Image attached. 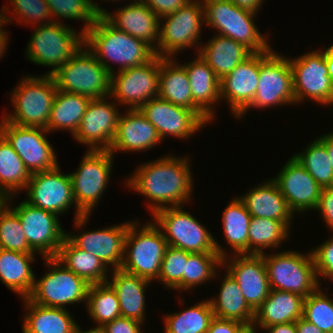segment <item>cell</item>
Here are the masks:
<instances>
[{"label":"cell","instance_id":"obj_1","mask_svg":"<svg viewBox=\"0 0 333 333\" xmlns=\"http://www.w3.org/2000/svg\"><path fill=\"white\" fill-rule=\"evenodd\" d=\"M190 167L189 158L166 154L142 163L124 183L151 201L147 205L153 215L160 209L184 206L191 201L194 184Z\"/></svg>","mask_w":333,"mask_h":333},{"label":"cell","instance_id":"obj_2","mask_svg":"<svg viewBox=\"0 0 333 333\" xmlns=\"http://www.w3.org/2000/svg\"><path fill=\"white\" fill-rule=\"evenodd\" d=\"M84 46L111 74L115 72L109 64L111 61L120 64L117 69L120 71L143 65L156 55L148 44L117 30L104 17H97L84 33Z\"/></svg>","mask_w":333,"mask_h":333},{"label":"cell","instance_id":"obj_3","mask_svg":"<svg viewBox=\"0 0 333 333\" xmlns=\"http://www.w3.org/2000/svg\"><path fill=\"white\" fill-rule=\"evenodd\" d=\"M114 156L109 150H88L76 172L70 174L76 202L75 227L84 229L111 178ZM83 226V227H82Z\"/></svg>","mask_w":333,"mask_h":333},{"label":"cell","instance_id":"obj_4","mask_svg":"<svg viewBox=\"0 0 333 333\" xmlns=\"http://www.w3.org/2000/svg\"><path fill=\"white\" fill-rule=\"evenodd\" d=\"M139 224L135 220L134 222L129 221L124 259L120 269L153 282V280H158L160 275L162 260L168 244L154 221H149L142 227Z\"/></svg>","mask_w":333,"mask_h":333},{"label":"cell","instance_id":"obj_5","mask_svg":"<svg viewBox=\"0 0 333 333\" xmlns=\"http://www.w3.org/2000/svg\"><path fill=\"white\" fill-rule=\"evenodd\" d=\"M56 92L57 87L51 75H25L10 93L14 112L3 114V118L18 126L47 130Z\"/></svg>","mask_w":333,"mask_h":333},{"label":"cell","instance_id":"obj_6","mask_svg":"<svg viewBox=\"0 0 333 333\" xmlns=\"http://www.w3.org/2000/svg\"><path fill=\"white\" fill-rule=\"evenodd\" d=\"M182 206L166 207L153 214L154 223L162 231L169 246L190 253H218L221 258L229 254L213 235Z\"/></svg>","mask_w":333,"mask_h":333},{"label":"cell","instance_id":"obj_7","mask_svg":"<svg viewBox=\"0 0 333 333\" xmlns=\"http://www.w3.org/2000/svg\"><path fill=\"white\" fill-rule=\"evenodd\" d=\"M83 46L84 33H76L73 28L57 19L37 25L25 50L31 62L52 67L44 75H53Z\"/></svg>","mask_w":333,"mask_h":333},{"label":"cell","instance_id":"obj_8","mask_svg":"<svg viewBox=\"0 0 333 333\" xmlns=\"http://www.w3.org/2000/svg\"><path fill=\"white\" fill-rule=\"evenodd\" d=\"M51 76L57 90L84 95L91 99L110 96L111 73L86 46L81 47Z\"/></svg>","mask_w":333,"mask_h":333},{"label":"cell","instance_id":"obj_9","mask_svg":"<svg viewBox=\"0 0 333 333\" xmlns=\"http://www.w3.org/2000/svg\"><path fill=\"white\" fill-rule=\"evenodd\" d=\"M203 5L205 24L216 29L218 35L242 43L253 53L271 48L267 34H261L254 24L255 13L238 8L230 0H203Z\"/></svg>","mask_w":333,"mask_h":333},{"label":"cell","instance_id":"obj_10","mask_svg":"<svg viewBox=\"0 0 333 333\" xmlns=\"http://www.w3.org/2000/svg\"><path fill=\"white\" fill-rule=\"evenodd\" d=\"M262 254L270 288L292 292L306 298L319 286L312 251L302 254L298 251H282Z\"/></svg>","mask_w":333,"mask_h":333},{"label":"cell","instance_id":"obj_11","mask_svg":"<svg viewBox=\"0 0 333 333\" xmlns=\"http://www.w3.org/2000/svg\"><path fill=\"white\" fill-rule=\"evenodd\" d=\"M164 19V24L159 22L157 56L162 58H176L186 48L195 46L199 52V43L203 24L205 25L204 5L201 0H191L184 7L169 15L159 18ZM200 45V46H199Z\"/></svg>","mask_w":333,"mask_h":333},{"label":"cell","instance_id":"obj_12","mask_svg":"<svg viewBox=\"0 0 333 333\" xmlns=\"http://www.w3.org/2000/svg\"><path fill=\"white\" fill-rule=\"evenodd\" d=\"M43 259L49 271L39 280L35 276L33 289L27 298L40 306L63 309L74 303L86 304L89 284L55 257Z\"/></svg>","mask_w":333,"mask_h":333},{"label":"cell","instance_id":"obj_13","mask_svg":"<svg viewBox=\"0 0 333 333\" xmlns=\"http://www.w3.org/2000/svg\"><path fill=\"white\" fill-rule=\"evenodd\" d=\"M295 104L293 73L287 57L270 48L260 52L259 83L252 103L237 117L241 118L250 108H269ZM248 110V111H247Z\"/></svg>","mask_w":333,"mask_h":333},{"label":"cell","instance_id":"obj_14","mask_svg":"<svg viewBox=\"0 0 333 333\" xmlns=\"http://www.w3.org/2000/svg\"><path fill=\"white\" fill-rule=\"evenodd\" d=\"M118 72V73H117ZM111 74L109 100L128 105L129 110L140 109L152 98L158 97L160 56L149 62Z\"/></svg>","mask_w":333,"mask_h":333},{"label":"cell","instance_id":"obj_15","mask_svg":"<svg viewBox=\"0 0 333 333\" xmlns=\"http://www.w3.org/2000/svg\"><path fill=\"white\" fill-rule=\"evenodd\" d=\"M289 62L293 73L295 103H301L308 97L328 106L333 99V82L328 74L325 51H310L289 59Z\"/></svg>","mask_w":333,"mask_h":333},{"label":"cell","instance_id":"obj_16","mask_svg":"<svg viewBox=\"0 0 333 333\" xmlns=\"http://www.w3.org/2000/svg\"><path fill=\"white\" fill-rule=\"evenodd\" d=\"M43 128L23 127L12 124L1 117L0 134L20 156L28 171H50L59 166L54 148L44 135Z\"/></svg>","mask_w":333,"mask_h":333},{"label":"cell","instance_id":"obj_17","mask_svg":"<svg viewBox=\"0 0 333 333\" xmlns=\"http://www.w3.org/2000/svg\"><path fill=\"white\" fill-rule=\"evenodd\" d=\"M12 209L20 218L30 248L43 258L55 257L66 237L59 216L24 200Z\"/></svg>","mask_w":333,"mask_h":333},{"label":"cell","instance_id":"obj_18","mask_svg":"<svg viewBox=\"0 0 333 333\" xmlns=\"http://www.w3.org/2000/svg\"><path fill=\"white\" fill-rule=\"evenodd\" d=\"M61 172L58 166L50 171L33 173L25 188L27 198L24 201L57 215L66 213L71 205L76 208L70 173Z\"/></svg>","mask_w":333,"mask_h":333},{"label":"cell","instance_id":"obj_19","mask_svg":"<svg viewBox=\"0 0 333 333\" xmlns=\"http://www.w3.org/2000/svg\"><path fill=\"white\" fill-rule=\"evenodd\" d=\"M109 97L91 99L80 125L73 135L75 141L88 145L89 150H110L116 136L119 105L107 102ZM114 103V104H113Z\"/></svg>","mask_w":333,"mask_h":333},{"label":"cell","instance_id":"obj_20","mask_svg":"<svg viewBox=\"0 0 333 333\" xmlns=\"http://www.w3.org/2000/svg\"><path fill=\"white\" fill-rule=\"evenodd\" d=\"M139 110L156 128L162 140L167 135L189 138L207 125L193 110L159 97L150 99Z\"/></svg>","mask_w":333,"mask_h":333},{"label":"cell","instance_id":"obj_21","mask_svg":"<svg viewBox=\"0 0 333 333\" xmlns=\"http://www.w3.org/2000/svg\"><path fill=\"white\" fill-rule=\"evenodd\" d=\"M228 256L222 258L221 267L228 264L226 271L239 284L248 305L256 311L268 297L271 290L262 254Z\"/></svg>","mask_w":333,"mask_h":333},{"label":"cell","instance_id":"obj_22","mask_svg":"<svg viewBox=\"0 0 333 333\" xmlns=\"http://www.w3.org/2000/svg\"><path fill=\"white\" fill-rule=\"evenodd\" d=\"M273 180L294 214L316 209L322 187L293 156Z\"/></svg>","mask_w":333,"mask_h":333},{"label":"cell","instance_id":"obj_23","mask_svg":"<svg viewBox=\"0 0 333 333\" xmlns=\"http://www.w3.org/2000/svg\"><path fill=\"white\" fill-rule=\"evenodd\" d=\"M260 53H253L220 80V97L237 118L253 101L259 83Z\"/></svg>","mask_w":333,"mask_h":333},{"label":"cell","instance_id":"obj_24","mask_svg":"<svg viewBox=\"0 0 333 333\" xmlns=\"http://www.w3.org/2000/svg\"><path fill=\"white\" fill-rule=\"evenodd\" d=\"M129 222L66 237L79 249L99 258L108 268L120 269L124 259L125 238Z\"/></svg>","mask_w":333,"mask_h":333},{"label":"cell","instance_id":"obj_25","mask_svg":"<svg viewBox=\"0 0 333 333\" xmlns=\"http://www.w3.org/2000/svg\"><path fill=\"white\" fill-rule=\"evenodd\" d=\"M104 18L117 30L126 32L148 44L154 51L157 50L159 17L142 0L119 7L113 14L108 12Z\"/></svg>","mask_w":333,"mask_h":333},{"label":"cell","instance_id":"obj_26","mask_svg":"<svg viewBox=\"0 0 333 333\" xmlns=\"http://www.w3.org/2000/svg\"><path fill=\"white\" fill-rule=\"evenodd\" d=\"M163 141L156 128L139 109L126 110L119 115L116 136L110 148L114 154L118 151L134 152L152 149Z\"/></svg>","mask_w":333,"mask_h":333},{"label":"cell","instance_id":"obj_27","mask_svg":"<svg viewBox=\"0 0 333 333\" xmlns=\"http://www.w3.org/2000/svg\"><path fill=\"white\" fill-rule=\"evenodd\" d=\"M158 97L193 110L206 124L212 122L194 103L185 68L175 58L160 57Z\"/></svg>","mask_w":333,"mask_h":333},{"label":"cell","instance_id":"obj_28","mask_svg":"<svg viewBox=\"0 0 333 333\" xmlns=\"http://www.w3.org/2000/svg\"><path fill=\"white\" fill-rule=\"evenodd\" d=\"M239 198L252 217L281 222H291L293 219L294 213L273 179L259 184Z\"/></svg>","mask_w":333,"mask_h":333},{"label":"cell","instance_id":"obj_29","mask_svg":"<svg viewBox=\"0 0 333 333\" xmlns=\"http://www.w3.org/2000/svg\"><path fill=\"white\" fill-rule=\"evenodd\" d=\"M182 66L187 72L193 103L213 121V109L221 101L220 79L199 55Z\"/></svg>","mask_w":333,"mask_h":333},{"label":"cell","instance_id":"obj_30","mask_svg":"<svg viewBox=\"0 0 333 333\" xmlns=\"http://www.w3.org/2000/svg\"><path fill=\"white\" fill-rule=\"evenodd\" d=\"M303 302L304 297L299 294L271 289L268 297L255 311L253 324L265 328L296 322L303 317Z\"/></svg>","mask_w":333,"mask_h":333},{"label":"cell","instance_id":"obj_31","mask_svg":"<svg viewBox=\"0 0 333 333\" xmlns=\"http://www.w3.org/2000/svg\"><path fill=\"white\" fill-rule=\"evenodd\" d=\"M111 280L107 282L115 290L121 317L135 319L141 323L145 321V291L150 281L137 275H132L121 269L112 271ZM146 288V289H145Z\"/></svg>","mask_w":333,"mask_h":333},{"label":"cell","instance_id":"obj_32","mask_svg":"<svg viewBox=\"0 0 333 333\" xmlns=\"http://www.w3.org/2000/svg\"><path fill=\"white\" fill-rule=\"evenodd\" d=\"M252 54L242 43L218 34L201 45L198 52L220 80Z\"/></svg>","mask_w":333,"mask_h":333},{"label":"cell","instance_id":"obj_33","mask_svg":"<svg viewBox=\"0 0 333 333\" xmlns=\"http://www.w3.org/2000/svg\"><path fill=\"white\" fill-rule=\"evenodd\" d=\"M27 309L22 333H75L79 326L68 309L40 306L23 298Z\"/></svg>","mask_w":333,"mask_h":333},{"label":"cell","instance_id":"obj_34","mask_svg":"<svg viewBox=\"0 0 333 333\" xmlns=\"http://www.w3.org/2000/svg\"><path fill=\"white\" fill-rule=\"evenodd\" d=\"M36 254L0 249V281L21 298H27L33 289L35 274L30 264Z\"/></svg>","mask_w":333,"mask_h":333},{"label":"cell","instance_id":"obj_35","mask_svg":"<svg viewBox=\"0 0 333 333\" xmlns=\"http://www.w3.org/2000/svg\"><path fill=\"white\" fill-rule=\"evenodd\" d=\"M218 297L209 299L214 317L235 320L244 325L254 323L255 311L242 295L239 284L226 272Z\"/></svg>","mask_w":333,"mask_h":333},{"label":"cell","instance_id":"obj_36","mask_svg":"<svg viewBox=\"0 0 333 333\" xmlns=\"http://www.w3.org/2000/svg\"><path fill=\"white\" fill-rule=\"evenodd\" d=\"M55 258L89 285L107 282L109 269L99 258L77 248L67 237Z\"/></svg>","mask_w":333,"mask_h":333},{"label":"cell","instance_id":"obj_37","mask_svg":"<svg viewBox=\"0 0 333 333\" xmlns=\"http://www.w3.org/2000/svg\"><path fill=\"white\" fill-rule=\"evenodd\" d=\"M91 98L57 90L50 112L47 131L69 130L74 135L80 125Z\"/></svg>","mask_w":333,"mask_h":333},{"label":"cell","instance_id":"obj_38","mask_svg":"<svg viewBox=\"0 0 333 333\" xmlns=\"http://www.w3.org/2000/svg\"><path fill=\"white\" fill-rule=\"evenodd\" d=\"M31 175L20 156L0 134V194L6 199L25 190Z\"/></svg>","mask_w":333,"mask_h":333},{"label":"cell","instance_id":"obj_39","mask_svg":"<svg viewBox=\"0 0 333 333\" xmlns=\"http://www.w3.org/2000/svg\"><path fill=\"white\" fill-rule=\"evenodd\" d=\"M252 216L239 196L227 205L222 223L226 243L234 254H248V230Z\"/></svg>","mask_w":333,"mask_h":333},{"label":"cell","instance_id":"obj_40","mask_svg":"<svg viewBox=\"0 0 333 333\" xmlns=\"http://www.w3.org/2000/svg\"><path fill=\"white\" fill-rule=\"evenodd\" d=\"M292 222L252 217L248 230V254H263L267 248H277L289 236Z\"/></svg>","mask_w":333,"mask_h":333},{"label":"cell","instance_id":"obj_41","mask_svg":"<svg viewBox=\"0 0 333 333\" xmlns=\"http://www.w3.org/2000/svg\"><path fill=\"white\" fill-rule=\"evenodd\" d=\"M213 318L211 303L206 299L179 313H167L164 333H207Z\"/></svg>","mask_w":333,"mask_h":333},{"label":"cell","instance_id":"obj_42","mask_svg":"<svg viewBox=\"0 0 333 333\" xmlns=\"http://www.w3.org/2000/svg\"><path fill=\"white\" fill-rule=\"evenodd\" d=\"M86 306L90 319L98 325L95 328L121 317L117 294L108 282L89 285Z\"/></svg>","mask_w":333,"mask_h":333},{"label":"cell","instance_id":"obj_43","mask_svg":"<svg viewBox=\"0 0 333 333\" xmlns=\"http://www.w3.org/2000/svg\"><path fill=\"white\" fill-rule=\"evenodd\" d=\"M14 197L6 198L0 207V249L36 254L28 244L20 218L10 205Z\"/></svg>","mask_w":333,"mask_h":333},{"label":"cell","instance_id":"obj_44","mask_svg":"<svg viewBox=\"0 0 333 333\" xmlns=\"http://www.w3.org/2000/svg\"><path fill=\"white\" fill-rule=\"evenodd\" d=\"M52 17L86 22L82 32L85 33L96 21L97 17H104L109 11L100 8L92 0H46Z\"/></svg>","mask_w":333,"mask_h":333},{"label":"cell","instance_id":"obj_45","mask_svg":"<svg viewBox=\"0 0 333 333\" xmlns=\"http://www.w3.org/2000/svg\"><path fill=\"white\" fill-rule=\"evenodd\" d=\"M304 151L293 157L322 188L333 187V169L324 144L317 138Z\"/></svg>","mask_w":333,"mask_h":333},{"label":"cell","instance_id":"obj_46","mask_svg":"<svg viewBox=\"0 0 333 333\" xmlns=\"http://www.w3.org/2000/svg\"><path fill=\"white\" fill-rule=\"evenodd\" d=\"M222 266L218 253H191L185 263L183 273V291L192 290L195 286L211 281L217 277L216 268Z\"/></svg>","mask_w":333,"mask_h":333},{"label":"cell","instance_id":"obj_47","mask_svg":"<svg viewBox=\"0 0 333 333\" xmlns=\"http://www.w3.org/2000/svg\"><path fill=\"white\" fill-rule=\"evenodd\" d=\"M303 318L322 332L333 333V299L323 292L321 286L304 298Z\"/></svg>","mask_w":333,"mask_h":333},{"label":"cell","instance_id":"obj_48","mask_svg":"<svg viewBox=\"0 0 333 333\" xmlns=\"http://www.w3.org/2000/svg\"><path fill=\"white\" fill-rule=\"evenodd\" d=\"M190 252L169 246L166 248L158 281L166 288L183 292V273Z\"/></svg>","mask_w":333,"mask_h":333},{"label":"cell","instance_id":"obj_49","mask_svg":"<svg viewBox=\"0 0 333 333\" xmlns=\"http://www.w3.org/2000/svg\"><path fill=\"white\" fill-rule=\"evenodd\" d=\"M11 3L10 12L16 15L17 22L25 24H47L53 22V17L49 10V5L46 0H9ZM20 20V21H19ZM23 20V21H22ZM45 20V21H44ZM47 20V21H46ZM44 21V23H43ZM38 22V23H37Z\"/></svg>","mask_w":333,"mask_h":333},{"label":"cell","instance_id":"obj_50","mask_svg":"<svg viewBox=\"0 0 333 333\" xmlns=\"http://www.w3.org/2000/svg\"><path fill=\"white\" fill-rule=\"evenodd\" d=\"M317 278L333 280V236L321 245L312 249Z\"/></svg>","mask_w":333,"mask_h":333},{"label":"cell","instance_id":"obj_51","mask_svg":"<svg viewBox=\"0 0 333 333\" xmlns=\"http://www.w3.org/2000/svg\"><path fill=\"white\" fill-rule=\"evenodd\" d=\"M142 324L135 319L119 317L106 323L101 329L103 333H144Z\"/></svg>","mask_w":333,"mask_h":333},{"label":"cell","instance_id":"obj_52","mask_svg":"<svg viewBox=\"0 0 333 333\" xmlns=\"http://www.w3.org/2000/svg\"><path fill=\"white\" fill-rule=\"evenodd\" d=\"M159 18L174 13L191 0H142Z\"/></svg>","mask_w":333,"mask_h":333},{"label":"cell","instance_id":"obj_53","mask_svg":"<svg viewBox=\"0 0 333 333\" xmlns=\"http://www.w3.org/2000/svg\"><path fill=\"white\" fill-rule=\"evenodd\" d=\"M317 211L323 217L326 226L333 231V187H323L319 198Z\"/></svg>","mask_w":333,"mask_h":333},{"label":"cell","instance_id":"obj_54","mask_svg":"<svg viewBox=\"0 0 333 333\" xmlns=\"http://www.w3.org/2000/svg\"><path fill=\"white\" fill-rule=\"evenodd\" d=\"M245 325L241 322L214 317L207 333H238Z\"/></svg>","mask_w":333,"mask_h":333},{"label":"cell","instance_id":"obj_55","mask_svg":"<svg viewBox=\"0 0 333 333\" xmlns=\"http://www.w3.org/2000/svg\"><path fill=\"white\" fill-rule=\"evenodd\" d=\"M238 8L257 14L264 0H230Z\"/></svg>","mask_w":333,"mask_h":333},{"label":"cell","instance_id":"obj_56","mask_svg":"<svg viewBox=\"0 0 333 333\" xmlns=\"http://www.w3.org/2000/svg\"><path fill=\"white\" fill-rule=\"evenodd\" d=\"M267 333H297L296 322L277 324L270 327L261 328Z\"/></svg>","mask_w":333,"mask_h":333},{"label":"cell","instance_id":"obj_57","mask_svg":"<svg viewBox=\"0 0 333 333\" xmlns=\"http://www.w3.org/2000/svg\"><path fill=\"white\" fill-rule=\"evenodd\" d=\"M297 333H325L322 332L315 324L308 322L303 317L296 321Z\"/></svg>","mask_w":333,"mask_h":333},{"label":"cell","instance_id":"obj_58","mask_svg":"<svg viewBox=\"0 0 333 333\" xmlns=\"http://www.w3.org/2000/svg\"><path fill=\"white\" fill-rule=\"evenodd\" d=\"M326 147L327 154L330 159L331 167L333 169V134L327 133L326 135H322L321 137H317Z\"/></svg>","mask_w":333,"mask_h":333},{"label":"cell","instance_id":"obj_59","mask_svg":"<svg viewBox=\"0 0 333 333\" xmlns=\"http://www.w3.org/2000/svg\"><path fill=\"white\" fill-rule=\"evenodd\" d=\"M326 53V63L328 66V74L331 78V81L333 82V44L326 48L325 50Z\"/></svg>","mask_w":333,"mask_h":333},{"label":"cell","instance_id":"obj_60","mask_svg":"<svg viewBox=\"0 0 333 333\" xmlns=\"http://www.w3.org/2000/svg\"><path fill=\"white\" fill-rule=\"evenodd\" d=\"M3 28L4 27H0V58L4 56L5 50L7 49V44H9L7 32Z\"/></svg>","mask_w":333,"mask_h":333},{"label":"cell","instance_id":"obj_61","mask_svg":"<svg viewBox=\"0 0 333 333\" xmlns=\"http://www.w3.org/2000/svg\"><path fill=\"white\" fill-rule=\"evenodd\" d=\"M4 8H2V11L0 10V27H4V25H6L5 23H10L12 22V18H10V16L8 17L7 13L8 11H10L9 6H3ZM6 14V15H5Z\"/></svg>","mask_w":333,"mask_h":333},{"label":"cell","instance_id":"obj_62","mask_svg":"<svg viewBox=\"0 0 333 333\" xmlns=\"http://www.w3.org/2000/svg\"><path fill=\"white\" fill-rule=\"evenodd\" d=\"M257 328V329H255ZM258 327L254 324L252 325H245L238 333H257Z\"/></svg>","mask_w":333,"mask_h":333},{"label":"cell","instance_id":"obj_63","mask_svg":"<svg viewBox=\"0 0 333 333\" xmlns=\"http://www.w3.org/2000/svg\"><path fill=\"white\" fill-rule=\"evenodd\" d=\"M75 333H103L102 329L101 328H91L87 331H84L82 330L81 327H77L76 330H75Z\"/></svg>","mask_w":333,"mask_h":333},{"label":"cell","instance_id":"obj_64","mask_svg":"<svg viewBox=\"0 0 333 333\" xmlns=\"http://www.w3.org/2000/svg\"><path fill=\"white\" fill-rule=\"evenodd\" d=\"M5 203V198L0 194V207Z\"/></svg>","mask_w":333,"mask_h":333},{"label":"cell","instance_id":"obj_65","mask_svg":"<svg viewBox=\"0 0 333 333\" xmlns=\"http://www.w3.org/2000/svg\"><path fill=\"white\" fill-rule=\"evenodd\" d=\"M329 105H333V99H332V101L329 103ZM331 134H333V132H332Z\"/></svg>","mask_w":333,"mask_h":333},{"label":"cell","instance_id":"obj_66","mask_svg":"<svg viewBox=\"0 0 333 333\" xmlns=\"http://www.w3.org/2000/svg\"><path fill=\"white\" fill-rule=\"evenodd\" d=\"M106 1H108V2H109V1H113V0H106ZM116 1H117V0H116ZM134 1H135V0H132V2H134ZM114 2H115V0H114Z\"/></svg>","mask_w":333,"mask_h":333}]
</instances>
